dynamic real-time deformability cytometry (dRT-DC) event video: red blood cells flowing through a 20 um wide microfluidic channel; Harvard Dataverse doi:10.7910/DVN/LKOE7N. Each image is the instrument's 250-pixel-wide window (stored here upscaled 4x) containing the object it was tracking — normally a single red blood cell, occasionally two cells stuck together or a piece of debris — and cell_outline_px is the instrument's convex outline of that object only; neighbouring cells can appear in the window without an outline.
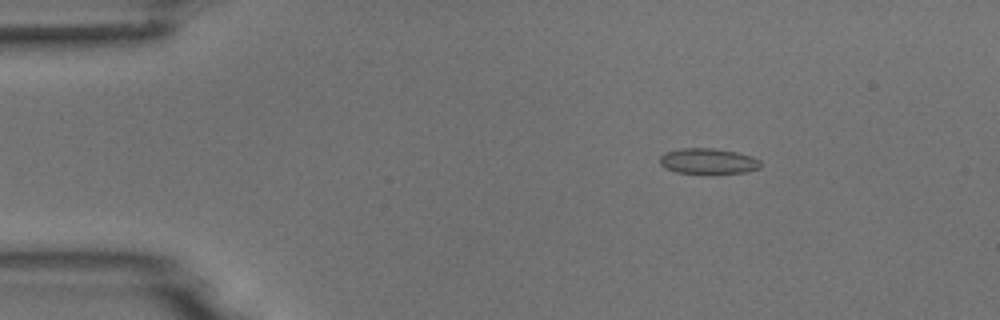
{"species": "common noctule bat (a hibernating species)", "species_latin": "Nyctalus noctula", "temperature_condition": "room temperature", "stored_images_in_passage": 5, "camera_frame_rate_fps": 3000, "um_per_image_px": 0.085, "animal": {"sex": "male", "body_mass_g": 18.8}, "frame": {"image": 1, "passage_image": 3, "time_ms": 2.0, "image_size_px": [1000, 320], "cell_outline_px": [[760, 168], [744, 172], [676, 172], [664, 168], [660, 164], [660, 156], [664, 152], [680, 148], [712, 148], [736, 152], [752, 156], [760, 160]], "centroid_in_image_um": [60.15, 13.67], "position_along_channel_um": 24.8, "area_um2": 14.74}}